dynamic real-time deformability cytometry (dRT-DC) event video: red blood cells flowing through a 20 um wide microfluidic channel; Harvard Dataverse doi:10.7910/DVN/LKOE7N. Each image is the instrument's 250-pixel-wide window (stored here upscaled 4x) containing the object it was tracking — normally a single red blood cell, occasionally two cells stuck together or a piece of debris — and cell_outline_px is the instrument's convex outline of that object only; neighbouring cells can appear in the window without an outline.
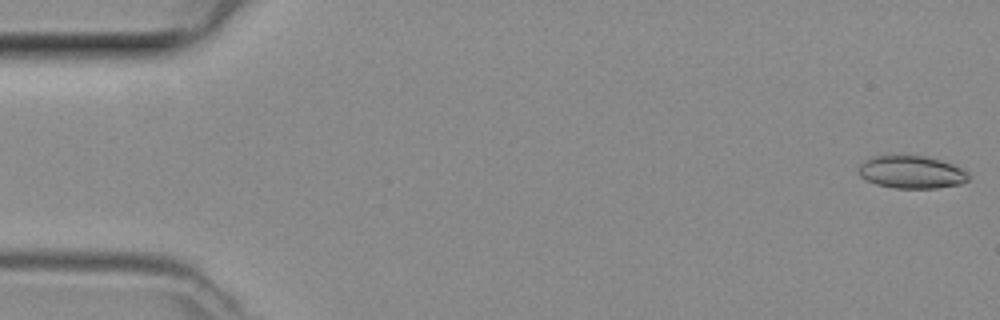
{"species": "common noctule bat (a hibernating species)", "species_latin": "Nyctalus noctula", "temperature_condition": "room temperature", "stored_images_in_passage": 48, "camera_frame_rate_fps": 3000, "um_per_image_px": 0.085, "animal": {"sex": "female", "body_mass_g": 29.2, "forearm_length_mm": 56.3}, "frame": {"image": 1, "passage_image": 1, "time_ms": 0.0, "image_size_px": [1000, 320], "cell_outline_px": [[972, 176], [968, 180], [960, 184], [936, 188], [896, 188], [876, 184], [860, 176], [860, 164], [864, 160], [872, 156], [888, 152], [900, 152], [924, 156], [940, 160], [952, 164], [968, 172]], "centroid_in_image_um": [77.45, 14.57], "position_along_channel_um": 7.5, "area_um2": 21.68}}
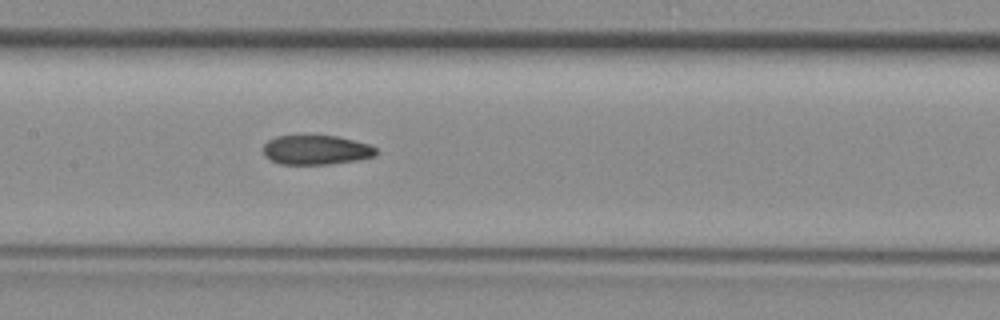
{"frame": {"image": 2, "passage_image": 23, "time_ms": 7.333, "image_size_px": [1000, 320], "cell_outline_px": [[376, 156], [360, 160], [332, 164], [280, 164], [264, 156], [264, 144], [268, 140], [276, 136], [336, 136], [368, 144], [376, 148]], "centroid_in_image_um": [26.88, 12.75], "position_along_channel_um": 180.5, "area_um2": 19.31}}
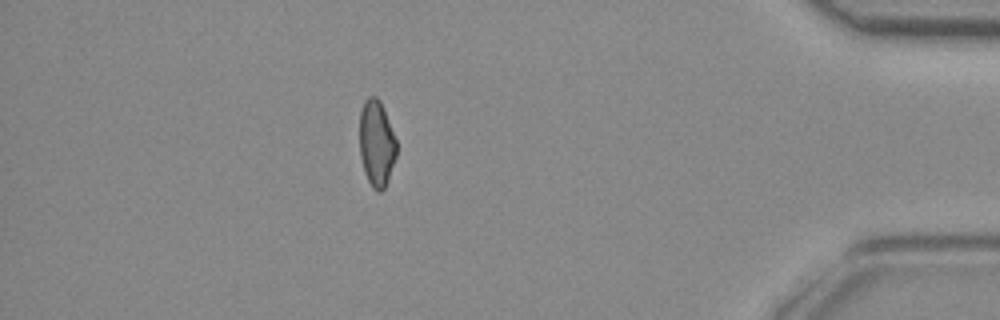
{"frame": {"image": 3, "passage_image": 42, "time_ms": 13.667, "image_size_px": [1000, 320], "cell_outline_px": [[396, 156], [388, 180], [384, 188], [380, 192], [376, 192], [372, 188], [364, 172], [360, 156], [360, 112], [364, 100], [368, 96], [376, 96], [380, 100], [396, 140]], "centroid_in_image_um": [31.99, 12.19], "position_along_channel_um": 403.2, "area_um2": 18.55}}